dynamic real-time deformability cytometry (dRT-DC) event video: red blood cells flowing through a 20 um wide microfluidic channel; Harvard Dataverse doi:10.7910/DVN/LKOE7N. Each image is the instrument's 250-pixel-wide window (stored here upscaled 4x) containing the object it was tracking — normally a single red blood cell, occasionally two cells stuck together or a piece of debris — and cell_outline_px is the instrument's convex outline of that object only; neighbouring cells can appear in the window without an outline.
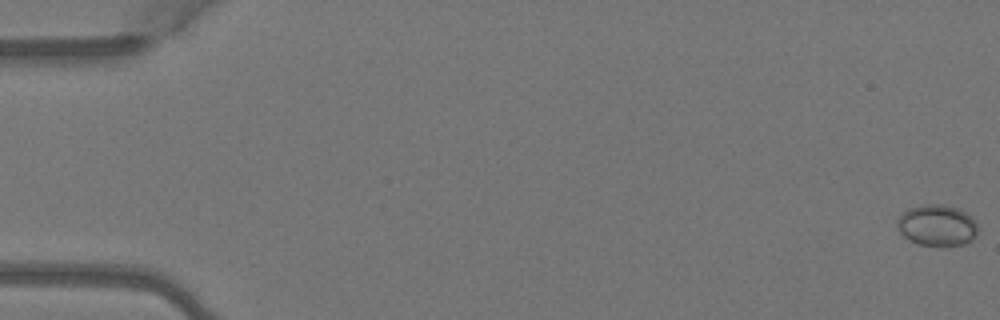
{"species": "Egyptian fruit bat (a non-hibernating species)", "species_latin": "Rousettus aegyptiacus", "temperature_condition": "warm", "stored_images_in_passage": 7, "camera_frame_rate_fps": 3000, "um_per_image_px": 0.085, "animal": {"sex": "female"}, "frame": {"image": 1, "passage_image": 1, "time_ms": 0.0, "image_size_px": [1000, 320], "cell_outline_px": [[976, 236], [972, 240], [964, 244], [948, 248], [940, 248], [920, 244], [908, 240], [900, 232], [896, 224], [896, 220], [908, 208], [928, 204], [940, 204], [960, 208], [972, 216], [976, 220]], "centroid_in_image_um": [79.67, 19.19], "position_along_channel_um": 5.3, "area_um2": 19.94}}
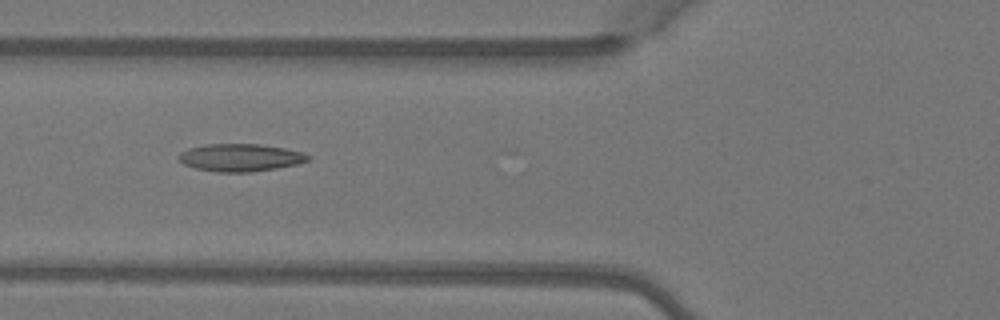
{"frame": {"image": 2, "passage_image": 7, "time_ms": 2.0, "image_size_px": [1000, 320], "cell_outline_px": [[312, 156], [308, 160], [296, 164], [276, 168], [252, 172], [216, 172], [196, 168], [184, 164], [180, 160], [180, 152], [188, 148], [204, 144], [260, 144], [284, 148], [304, 152]], "centroid_in_image_um": [20.45, 13.39], "position_along_channel_um": 105.4, "area_um2": 20.75}}